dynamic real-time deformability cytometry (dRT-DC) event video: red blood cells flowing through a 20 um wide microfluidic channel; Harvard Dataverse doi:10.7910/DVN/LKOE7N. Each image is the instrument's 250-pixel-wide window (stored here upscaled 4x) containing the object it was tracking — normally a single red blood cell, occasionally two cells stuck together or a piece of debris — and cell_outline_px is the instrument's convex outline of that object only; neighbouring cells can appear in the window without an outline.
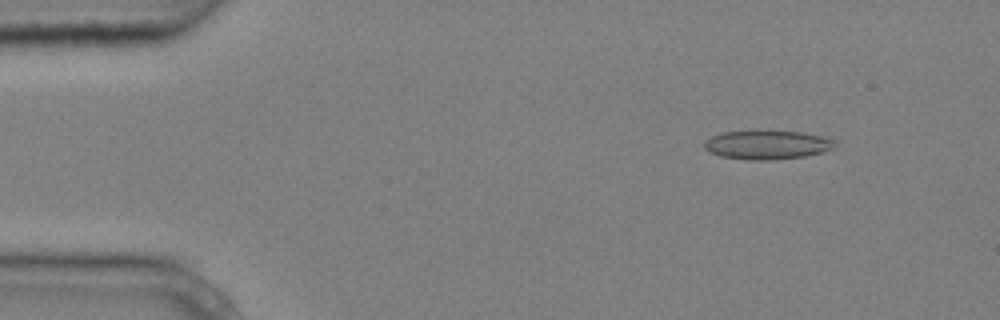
{"species": "common noctule bat (a hibernating species)", "species_latin": "Nyctalus noctula", "temperature_condition": "cold", "stored_images_in_passage": 5, "camera_frame_rate_fps": 3000, "um_per_image_px": 0.085, "animal": {"sex": "male", "body_mass_g": 20.4}, "frame": {"image": 1, "passage_image": 1, "time_ms": 0.0, "image_size_px": [1000, 320], "cell_outline_px": [[836, 148], [804, 156], [768, 160], [748, 160], [720, 156], [708, 152], [704, 148], [704, 140], [712, 136], [724, 132], [752, 128], [768, 128], [800, 132], [820, 136], [836, 140]], "centroid_in_image_um": [65.16, 12.26], "position_along_channel_um": 19.8, "area_um2": 22.95}}
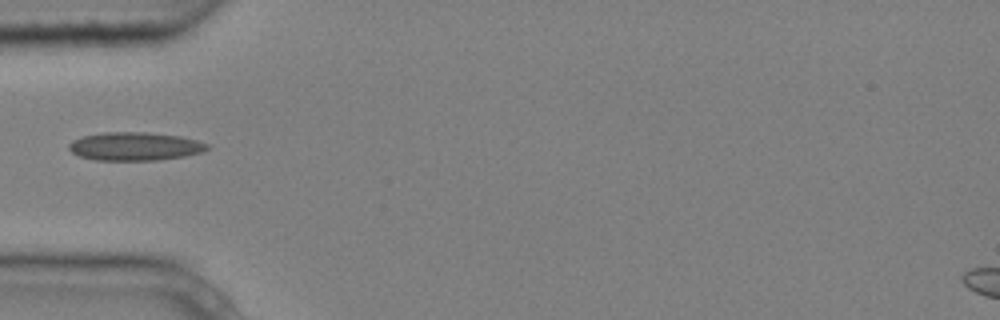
{"frame": {"image": 2, "passage_image": 4, "time_ms": 1.0, "image_size_px": [1000, 320], "cell_outline_px": [[208, 148], [204, 152], [184, 156], [156, 160], [96, 160], [80, 156], [72, 152], [68, 148], [68, 144], [72, 140], [84, 136], [104, 132], [148, 132], [180, 136], [196, 140], [208, 144]], "centroid_in_image_um": [11.46, 12.43], "position_along_channel_um": 73.5, "area_um2": 22.77}}
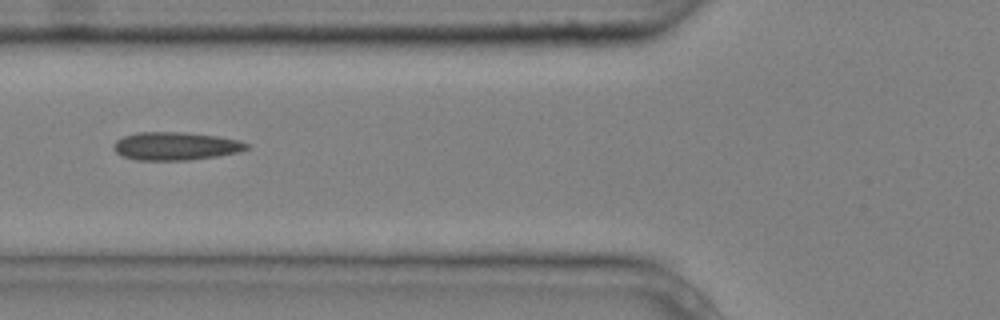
{"frame": {"image": 3, "passage_image": 5, "time_ms": 1.333, "image_size_px": [1000, 320], "cell_outline_px": [[252, 148], [240, 152], [220, 156], [188, 160], [136, 160], [124, 156], [116, 152], [112, 148], [112, 144], [116, 140], [124, 136], [136, 132], [184, 132], [220, 136], [240, 140], [248, 144]], "centroid_in_image_um": [14.97, 12.41], "position_along_channel_um": 110.8, "area_um2": 22.14}}